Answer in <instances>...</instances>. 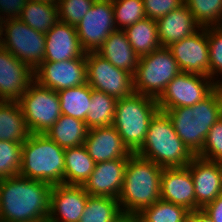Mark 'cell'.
<instances>
[{
  "instance_id": "cell-35",
  "label": "cell",
  "mask_w": 222,
  "mask_h": 222,
  "mask_svg": "<svg viewBox=\"0 0 222 222\" xmlns=\"http://www.w3.org/2000/svg\"><path fill=\"white\" fill-rule=\"evenodd\" d=\"M22 144L0 140V179L17 176L21 167Z\"/></svg>"
},
{
  "instance_id": "cell-13",
  "label": "cell",
  "mask_w": 222,
  "mask_h": 222,
  "mask_svg": "<svg viewBox=\"0 0 222 222\" xmlns=\"http://www.w3.org/2000/svg\"><path fill=\"white\" fill-rule=\"evenodd\" d=\"M34 80L56 92L87 83L86 55L60 62L43 61L34 70Z\"/></svg>"
},
{
  "instance_id": "cell-21",
  "label": "cell",
  "mask_w": 222,
  "mask_h": 222,
  "mask_svg": "<svg viewBox=\"0 0 222 222\" xmlns=\"http://www.w3.org/2000/svg\"><path fill=\"white\" fill-rule=\"evenodd\" d=\"M45 39L44 61L60 62L86 55L75 26L58 21L45 34Z\"/></svg>"
},
{
  "instance_id": "cell-2",
  "label": "cell",
  "mask_w": 222,
  "mask_h": 222,
  "mask_svg": "<svg viewBox=\"0 0 222 222\" xmlns=\"http://www.w3.org/2000/svg\"><path fill=\"white\" fill-rule=\"evenodd\" d=\"M162 166L136 153L128 157L119 206L124 213L138 214L161 199Z\"/></svg>"
},
{
  "instance_id": "cell-34",
  "label": "cell",
  "mask_w": 222,
  "mask_h": 222,
  "mask_svg": "<svg viewBox=\"0 0 222 222\" xmlns=\"http://www.w3.org/2000/svg\"><path fill=\"white\" fill-rule=\"evenodd\" d=\"M117 30H124L146 17L143 0H112Z\"/></svg>"
},
{
  "instance_id": "cell-24",
  "label": "cell",
  "mask_w": 222,
  "mask_h": 222,
  "mask_svg": "<svg viewBox=\"0 0 222 222\" xmlns=\"http://www.w3.org/2000/svg\"><path fill=\"white\" fill-rule=\"evenodd\" d=\"M17 101H0V140L23 143L30 136Z\"/></svg>"
},
{
  "instance_id": "cell-9",
  "label": "cell",
  "mask_w": 222,
  "mask_h": 222,
  "mask_svg": "<svg viewBox=\"0 0 222 222\" xmlns=\"http://www.w3.org/2000/svg\"><path fill=\"white\" fill-rule=\"evenodd\" d=\"M45 45V34L34 30L21 19L3 21L2 48L33 71L44 61Z\"/></svg>"
},
{
  "instance_id": "cell-25",
  "label": "cell",
  "mask_w": 222,
  "mask_h": 222,
  "mask_svg": "<svg viewBox=\"0 0 222 222\" xmlns=\"http://www.w3.org/2000/svg\"><path fill=\"white\" fill-rule=\"evenodd\" d=\"M87 132L88 128L85 122L61 114L45 135L65 149L84 145Z\"/></svg>"
},
{
  "instance_id": "cell-40",
  "label": "cell",
  "mask_w": 222,
  "mask_h": 222,
  "mask_svg": "<svg viewBox=\"0 0 222 222\" xmlns=\"http://www.w3.org/2000/svg\"><path fill=\"white\" fill-rule=\"evenodd\" d=\"M26 2L27 0H0V14L2 19L19 18Z\"/></svg>"
},
{
  "instance_id": "cell-15",
  "label": "cell",
  "mask_w": 222,
  "mask_h": 222,
  "mask_svg": "<svg viewBox=\"0 0 222 222\" xmlns=\"http://www.w3.org/2000/svg\"><path fill=\"white\" fill-rule=\"evenodd\" d=\"M88 196L82 185H52L48 222H79Z\"/></svg>"
},
{
  "instance_id": "cell-33",
  "label": "cell",
  "mask_w": 222,
  "mask_h": 222,
  "mask_svg": "<svg viewBox=\"0 0 222 222\" xmlns=\"http://www.w3.org/2000/svg\"><path fill=\"white\" fill-rule=\"evenodd\" d=\"M184 4L201 27L222 25V0H185Z\"/></svg>"
},
{
  "instance_id": "cell-18",
  "label": "cell",
  "mask_w": 222,
  "mask_h": 222,
  "mask_svg": "<svg viewBox=\"0 0 222 222\" xmlns=\"http://www.w3.org/2000/svg\"><path fill=\"white\" fill-rule=\"evenodd\" d=\"M161 199L182 206L191 213L201 209L196 203L194 183L187 166L162 169Z\"/></svg>"
},
{
  "instance_id": "cell-17",
  "label": "cell",
  "mask_w": 222,
  "mask_h": 222,
  "mask_svg": "<svg viewBox=\"0 0 222 222\" xmlns=\"http://www.w3.org/2000/svg\"><path fill=\"white\" fill-rule=\"evenodd\" d=\"M187 167L193 179L196 203L203 209L222 193V162L195 155Z\"/></svg>"
},
{
  "instance_id": "cell-32",
  "label": "cell",
  "mask_w": 222,
  "mask_h": 222,
  "mask_svg": "<svg viewBox=\"0 0 222 222\" xmlns=\"http://www.w3.org/2000/svg\"><path fill=\"white\" fill-rule=\"evenodd\" d=\"M121 213L117 198L89 195L79 222H113Z\"/></svg>"
},
{
  "instance_id": "cell-19",
  "label": "cell",
  "mask_w": 222,
  "mask_h": 222,
  "mask_svg": "<svg viewBox=\"0 0 222 222\" xmlns=\"http://www.w3.org/2000/svg\"><path fill=\"white\" fill-rule=\"evenodd\" d=\"M128 158L95 164L93 172L82 185L91 196L117 198L120 195Z\"/></svg>"
},
{
  "instance_id": "cell-46",
  "label": "cell",
  "mask_w": 222,
  "mask_h": 222,
  "mask_svg": "<svg viewBox=\"0 0 222 222\" xmlns=\"http://www.w3.org/2000/svg\"><path fill=\"white\" fill-rule=\"evenodd\" d=\"M3 19H2V17H1V14H0V23H3Z\"/></svg>"
},
{
  "instance_id": "cell-11",
  "label": "cell",
  "mask_w": 222,
  "mask_h": 222,
  "mask_svg": "<svg viewBox=\"0 0 222 222\" xmlns=\"http://www.w3.org/2000/svg\"><path fill=\"white\" fill-rule=\"evenodd\" d=\"M87 83L92 89L120 99L134 93L133 74L119 69L96 52L86 53Z\"/></svg>"
},
{
  "instance_id": "cell-39",
  "label": "cell",
  "mask_w": 222,
  "mask_h": 222,
  "mask_svg": "<svg viewBox=\"0 0 222 222\" xmlns=\"http://www.w3.org/2000/svg\"><path fill=\"white\" fill-rule=\"evenodd\" d=\"M185 0H143L146 17L157 21L162 16L178 9Z\"/></svg>"
},
{
  "instance_id": "cell-14",
  "label": "cell",
  "mask_w": 222,
  "mask_h": 222,
  "mask_svg": "<svg viewBox=\"0 0 222 222\" xmlns=\"http://www.w3.org/2000/svg\"><path fill=\"white\" fill-rule=\"evenodd\" d=\"M181 72L210 77L208 27H201L192 35L167 47Z\"/></svg>"
},
{
  "instance_id": "cell-26",
  "label": "cell",
  "mask_w": 222,
  "mask_h": 222,
  "mask_svg": "<svg viewBox=\"0 0 222 222\" xmlns=\"http://www.w3.org/2000/svg\"><path fill=\"white\" fill-rule=\"evenodd\" d=\"M134 52L142 57L161 47L155 20L145 17L123 30Z\"/></svg>"
},
{
  "instance_id": "cell-41",
  "label": "cell",
  "mask_w": 222,
  "mask_h": 222,
  "mask_svg": "<svg viewBox=\"0 0 222 222\" xmlns=\"http://www.w3.org/2000/svg\"><path fill=\"white\" fill-rule=\"evenodd\" d=\"M214 222H222V193L202 209Z\"/></svg>"
},
{
  "instance_id": "cell-29",
  "label": "cell",
  "mask_w": 222,
  "mask_h": 222,
  "mask_svg": "<svg viewBox=\"0 0 222 222\" xmlns=\"http://www.w3.org/2000/svg\"><path fill=\"white\" fill-rule=\"evenodd\" d=\"M19 19L34 30L46 34L59 21L58 7L50 3L27 1Z\"/></svg>"
},
{
  "instance_id": "cell-27",
  "label": "cell",
  "mask_w": 222,
  "mask_h": 222,
  "mask_svg": "<svg viewBox=\"0 0 222 222\" xmlns=\"http://www.w3.org/2000/svg\"><path fill=\"white\" fill-rule=\"evenodd\" d=\"M94 167L95 162L84 145L65 148L64 184L83 185Z\"/></svg>"
},
{
  "instance_id": "cell-23",
  "label": "cell",
  "mask_w": 222,
  "mask_h": 222,
  "mask_svg": "<svg viewBox=\"0 0 222 222\" xmlns=\"http://www.w3.org/2000/svg\"><path fill=\"white\" fill-rule=\"evenodd\" d=\"M115 67L135 74L139 56L134 52L123 30L112 32L96 51Z\"/></svg>"
},
{
  "instance_id": "cell-43",
  "label": "cell",
  "mask_w": 222,
  "mask_h": 222,
  "mask_svg": "<svg viewBox=\"0 0 222 222\" xmlns=\"http://www.w3.org/2000/svg\"><path fill=\"white\" fill-rule=\"evenodd\" d=\"M113 222H140V220L137 214L122 212Z\"/></svg>"
},
{
  "instance_id": "cell-7",
  "label": "cell",
  "mask_w": 222,
  "mask_h": 222,
  "mask_svg": "<svg viewBox=\"0 0 222 222\" xmlns=\"http://www.w3.org/2000/svg\"><path fill=\"white\" fill-rule=\"evenodd\" d=\"M181 72L178 63L167 47H160L139 57L133 75L134 92L158 99L168 83Z\"/></svg>"
},
{
  "instance_id": "cell-37",
  "label": "cell",
  "mask_w": 222,
  "mask_h": 222,
  "mask_svg": "<svg viewBox=\"0 0 222 222\" xmlns=\"http://www.w3.org/2000/svg\"><path fill=\"white\" fill-rule=\"evenodd\" d=\"M94 2L95 0H58L59 21L76 27Z\"/></svg>"
},
{
  "instance_id": "cell-44",
  "label": "cell",
  "mask_w": 222,
  "mask_h": 222,
  "mask_svg": "<svg viewBox=\"0 0 222 222\" xmlns=\"http://www.w3.org/2000/svg\"><path fill=\"white\" fill-rule=\"evenodd\" d=\"M27 1H36V2L55 4V5H57L58 2V0H27Z\"/></svg>"
},
{
  "instance_id": "cell-12",
  "label": "cell",
  "mask_w": 222,
  "mask_h": 222,
  "mask_svg": "<svg viewBox=\"0 0 222 222\" xmlns=\"http://www.w3.org/2000/svg\"><path fill=\"white\" fill-rule=\"evenodd\" d=\"M116 30L112 0H95L90 10L76 25L81 46L86 53L96 52Z\"/></svg>"
},
{
  "instance_id": "cell-8",
  "label": "cell",
  "mask_w": 222,
  "mask_h": 222,
  "mask_svg": "<svg viewBox=\"0 0 222 222\" xmlns=\"http://www.w3.org/2000/svg\"><path fill=\"white\" fill-rule=\"evenodd\" d=\"M17 102L31 134H45L62 114L58 93L35 80Z\"/></svg>"
},
{
  "instance_id": "cell-10",
  "label": "cell",
  "mask_w": 222,
  "mask_h": 222,
  "mask_svg": "<svg viewBox=\"0 0 222 222\" xmlns=\"http://www.w3.org/2000/svg\"><path fill=\"white\" fill-rule=\"evenodd\" d=\"M218 85L210 78L200 74L180 72L167 85L157 99L159 110L176 107H191L208 97Z\"/></svg>"
},
{
  "instance_id": "cell-28",
  "label": "cell",
  "mask_w": 222,
  "mask_h": 222,
  "mask_svg": "<svg viewBox=\"0 0 222 222\" xmlns=\"http://www.w3.org/2000/svg\"><path fill=\"white\" fill-rule=\"evenodd\" d=\"M91 91L88 83L58 91L61 113L85 122L91 103Z\"/></svg>"
},
{
  "instance_id": "cell-20",
  "label": "cell",
  "mask_w": 222,
  "mask_h": 222,
  "mask_svg": "<svg viewBox=\"0 0 222 222\" xmlns=\"http://www.w3.org/2000/svg\"><path fill=\"white\" fill-rule=\"evenodd\" d=\"M84 146L95 164L128 158L132 154L113 125L88 129Z\"/></svg>"
},
{
  "instance_id": "cell-5",
  "label": "cell",
  "mask_w": 222,
  "mask_h": 222,
  "mask_svg": "<svg viewBox=\"0 0 222 222\" xmlns=\"http://www.w3.org/2000/svg\"><path fill=\"white\" fill-rule=\"evenodd\" d=\"M65 149L45 134H30L22 144L19 174L50 185L64 184Z\"/></svg>"
},
{
  "instance_id": "cell-38",
  "label": "cell",
  "mask_w": 222,
  "mask_h": 222,
  "mask_svg": "<svg viewBox=\"0 0 222 222\" xmlns=\"http://www.w3.org/2000/svg\"><path fill=\"white\" fill-rule=\"evenodd\" d=\"M197 156L211 161L222 162V117L210 128L203 148Z\"/></svg>"
},
{
  "instance_id": "cell-36",
  "label": "cell",
  "mask_w": 222,
  "mask_h": 222,
  "mask_svg": "<svg viewBox=\"0 0 222 222\" xmlns=\"http://www.w3.org/2000/svg\"><path fill=\"white\" fill-rule=\"evenodd\" d=\"M210 78L222 86V25L208 27Z\"/></svg>"
},
{
  "instance_id": "cell-31",
  "label": "cell",
  "mask_w": 222,
  "mask_h": 222,
  "mask_svg": "<svg viewBox=\"0 0 222 222\" xmlns=\"http://www.w3.org/2000/svg\"><path fill=\"white\" fill-rule=\"evenodd\" d=\"M190 214L186 208L160 199L137 215L140 222H190Z\"/></svg>"
},
{
  "instance_id": "cell-16",
  "label": "cell",
  "mask_w": 222,
  "mask_h": 222,
  "mask_svg": "<svg viewBox=\"0 0 222 222\" xmlns=\"http://www.w3.org/2000/svg\"><path fill=\"white\" fill-rule=\"evenodd\" d=\"M34 80V71L0 48V101H18Z\"/></svg>"
},
{
  "instance_id": "cell-30",
  "label": "cell",
  "mask_w": 222,
  "mask_h": 222,
  "mask_svg": "<svg viewBox=\"0 0 222 222\" xmlns=\"http://www.w3.org/2000/svg\"><path fill=\"white\" fill-rule=\"evenodd\" d=\"M117 99L105 92L92 89L91 103L85 124L88 129L112 126Z\"/></svg>"
},
{
  "instance_id": "cell-22",
  "label": "cell",
  "mask_w": 222,
  "mask_h": 222,
  "mask_svg": "<svg viewBox=\"0 0 222 222\" xmlns=\"http://www.w3.org/2000/svg\"><path fill=\"white\" fill-rule=\"evenodd\" d=\"M156 24L161 47H168L201 28L185 4L159 18Z\"/></svg>"
},
{
  "instance_id": "cell-42",
  "label": "cell",
  "mask_w": 222,
  "mask_h": 222,
  "mask_svg": "<svg viewBox=\"0 0 222 222\" xmlns=\"http://www.w3.org/2000/svg\"><path fill=\"white\" fill-rule=\"evenodd\" d=\"M190 222H214L202 209L190 214Z\"/></svg>"
},
{
  "instance_id": "cell-1",
  "label": "cell",
  "mask_w": 222,
  "mask_h": 222,
  "mask_svg": "<svg viewBox=\"0 0 222 222\" xmlns=\"http://www.w3.org/2000/svg\"><path fill=\"white\" fill-rule=\"evenodd\" d=\"M51 188L20 175L0 179V220L48 222Z\"/></svg>"
},
{
  "instance_id": "cell-45",
  "label": "cell",
  "mask_w": 222,
  "mask_h": 222,
  "mask_svg": "<svg viewBox=\"0 0 222 222\" xmlns=\"http://www.w3.org/2000/svg\"><path fill=\"white\" fill-rule=\"evenodd\" d=\"M3 23H0V48L2 47Z\"/></svg>"
},
{
  "instance_id": "cell-6",
  "label": "cell",
  "mask_w": 222,
  "mask_h": 222,
  "mask_svg": "<svg viewBox=\"0 0 222 222\" xmlns=\"http://www.w3.org/2000/svg\"><path fill=\"white\" fill-rule=\"evenodd\" d=\"M159 111L157 99L133 93L117 99L112 125L131 153H136L144 144L150 120Z\"/></svg>"
},
{
  "instance_id": "cell-3",
  "label": "cell",
  "mask_w": 222,
  "mask_h": 222,
  "mask_svg": "<svg viewBox=\"0 0 222 222\" xmlns=\"http://www.w3.org/2000/svg\"><path fill=\"white\" fill-rule=\"evenodd\" d=\"M174 130L188 149L197 155L210 128L222 117V86L191 107L166 110Z\"/></svg>"
},
{
  "instance_id": "cell-4",
  "label": "cell",
  "mask_w": 222,
  "mask_h": 222,
  "mask_svg": "<svg viewBox=\"0 0 222 222\" xmlns=\"http://www.w3.org/2000/svg\"><path fill=\"white\" fill-rule=\"evenodd\" d=\"M137 155L167 167H185L195 156L174 130L171 119L158 111L150 120L146 139Z\"/></svg>"
}]
</instances>
